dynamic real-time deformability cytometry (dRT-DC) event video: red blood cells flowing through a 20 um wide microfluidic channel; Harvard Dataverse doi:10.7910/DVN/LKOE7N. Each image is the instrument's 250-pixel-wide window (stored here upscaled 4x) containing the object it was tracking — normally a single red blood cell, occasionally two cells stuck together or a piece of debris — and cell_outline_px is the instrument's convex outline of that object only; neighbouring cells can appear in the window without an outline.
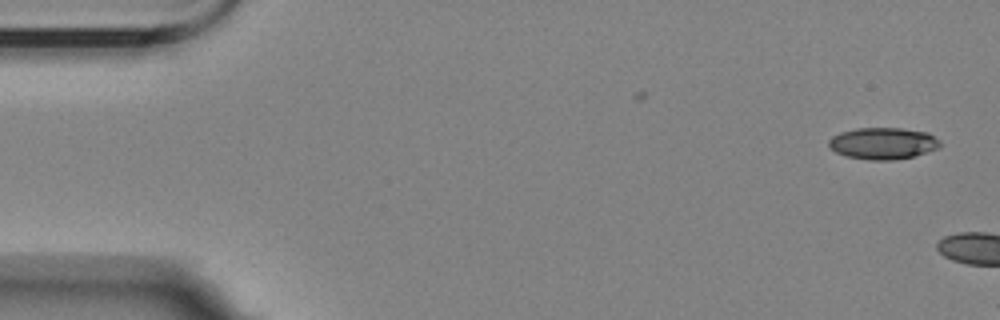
{"species": "Egyptian fruit bat (a non-hibernating species)", "species_latin": "Rousettus aegyptiacus", "temperature_condition": "room temperature", "stored_images_in_passage": 5, "camera_frame_rate_fps": 3000, "um_per_image_px": 0.085, "animal": {"sex": "female"}, "frame": {"image": 1, "passage_image": 1, "time_ms": 0.0, "image_size_px": [1000, 320], "cell_outline_px": [[940, 148], [912, 156], [892, 160], [868, 160], [848, 156], [836, 152], [828, 144], [828, 140], [832, 136], [840, 132], [856, 128], [900, 128], [928, 132], [940, 140]], "centroid_in_image_um": [75.06, 12.17], "position_along_channel_um": 9.9, "area_um2": 20.52}}